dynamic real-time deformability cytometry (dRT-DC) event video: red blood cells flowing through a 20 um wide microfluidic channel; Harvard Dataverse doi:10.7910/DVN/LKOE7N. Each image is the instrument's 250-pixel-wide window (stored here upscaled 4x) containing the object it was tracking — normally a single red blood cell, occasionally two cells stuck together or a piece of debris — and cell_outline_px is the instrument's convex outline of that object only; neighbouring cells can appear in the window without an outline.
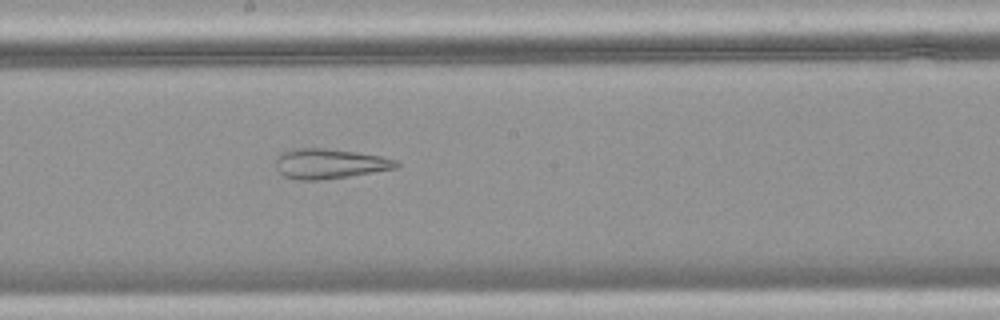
{"species": "common noctule bat (a hibernating species)", "species_latin": "Nyctalus noctula", "temperature_condition": "warm", "stored_images_in_passage": 43, "camera_frame_rate_fps": 3000, "um_per_image_px": 0.085, "animal": {"sex": "female", "body_mass_g": 18.4}, "frame": {"image": 1, "passage_image": 22, "time_ms": 7.0, "image_size_px": [1000, 320], "cell_outline_px": [[400, 164], [396, 168], [348, 176], [320, 180], [300, 180], [284, 176], [276, 168], [276, 156], [280, 152], [292, 148], [328, 148], [356, 152], [380, 156], [396, 160]], "centroid_in_image_um": [27.96, 13.9], "position_along_channel_um": 220.2, "area_um2": 21.04}}
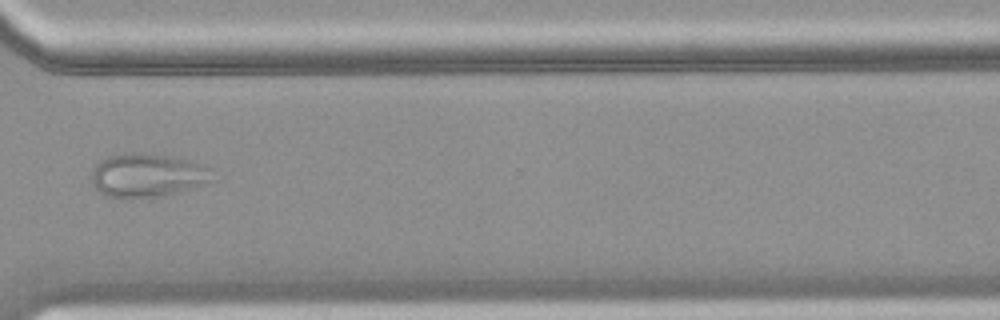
{"frame": {"image": 2, "passage_image": 32, "time_ms": 10.333, "image_size_px": [1000, 320], "cell_outline_px": [[216, 180], [180, 192], [164, 196], [104, 196], [92, 184], [92, 168], [100, 160], [108, 156], [168, 156], [188, 160], [204, 164], [208, 168]], "centroid_in_image_um": [12.58, 14.94], "position_along_channel_um": 358.0, "area_um2": 29.59}}
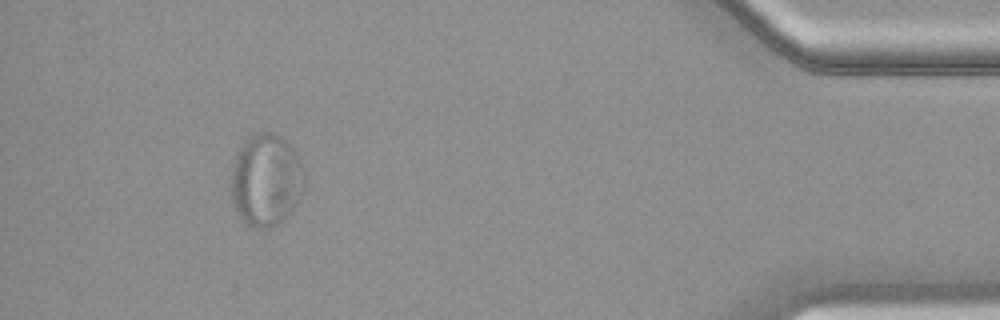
{"frame": {"image": 3, "passage_image": 40, "time_ms": 13.0, "image_size_px": [1000, 320], "cell_outline_px": [[304, 184], [292, 208], [284, 220], [268, 228], [256, 228], [248, 224], [240, 216], [232, 200], [232, 168], [240, 144], [244, 140], [256, 132], [272, 132], [280, 136], [292, 148], [300, 164], [304, 180]], "centroid_in_image_um": [22.58, 15.28], "position_along_channel_um": 412.6, "area_um2": 38.61}}